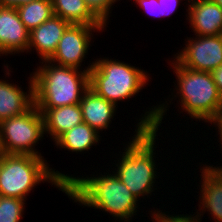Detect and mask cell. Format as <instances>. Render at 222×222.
<instances>
[{
	"instance_id": "cell-14",
	"label": "cell",
	"mask_w": 222,
	"mask_h": 222,
	"mask_svg": "<svg viewBox=\"0 0 222 222\" xmlns=\"http://www.w3.org/2000/svg\"><path fill=\"white\" fill-rule=\"evenodd\" d=\"M29 77L28 92L14 82L0 79V122L24 113L34 105V83L31 74Z\"/></svg>"
},
{
	"instance_id": "cell-25",
	"label": "cell",
	"mask_w": 222,
	"mask_h": 222,
	"mask_svg": "<svg viewBox=\"0 0 222 222\" xmlns=\"http://www.w3.org/2000/svg\"><path fill=\"white\" fill-rule=\"evenodd\" d=\"M33 0H0V6L17 7L21 4L28 3Z\"/></svg>"
},
{
	"instance_id": "cell-6",
	"label": "cell",
	"mask_w": 222,
	"mask_h": 222,
	"mask_svg": "<svg viewBox=\"0 0 222 222\" xmlns=\"http://www.w3.org/2000/svg\"><path fill=\"white\" fill-rule=\"evenodd\" d=\"M94 60L89 72V87L116 107L121 101L133 98L151 81L147 71L118 59Z\"/></svg>"
},
{
	"instance_id": "cell-21",
	"label": "cell",
	"mask_w": 222,
	"mask_h": 222,
	"mask_svg": "<svg viewBox=\"0 0 222 222\" xmlns=\"http://www.w3.org/2000/svg\"><path fill=\"white\" fill-rule=\"evenodd\" d=\"M118 1L120 0H84V3L91 14L106 28L113 4Z\"/></svg>"
},
{
	"instance_id": "cell-2",
	"label": "cell",
	"mask_w": 222,
	"mask_h": 222,
	"mask_svg": "<svg viewBox=\"0 0 222 222\" xmlns=\"http://www.w3.org/2000/svg\"><path fill=\"white\" fill-rule=\"evenodd\" d=\"M108 171L73 177L65 185V194L81 207L101 209L119 222H132L138 215L139 201L113 171Z\"/></svg>"
},
{
	"instance_id": "cell-20",
	"label": "cell",
	"mask_w": 222,
	"mask_h": 222,
	"mask_svg": "<svg viewBox=\"0 0 222 222\" xmlns=\"http://www.w3.org/2000/svg\"><path fill=\"white\" fill-rule=\"evenodd\" d=\"M26 200L0 196V222H20L24 217Z\"/></svg>"
},
{
	"instance_id": "cell-23",
	"label": "cell",
	"mask_w": 222,
	"mask_h": 222,
	"mask_svg": "<svg viewBox=\"0 0 222 222\" xmlns=\"http://www.w3.org/2000/svg\"><path fill=\"white\" fill-rule=\"evenodd\" d=\"M141 10H144L147 15L159 17V3L158 0H134Z\"/></svg>"
},
{
	"instance_id": "cell-11",
	"label": "cell",
	"mask_w": 222,
	"mask_h": 222,
	"mask_svg": "<svg viewBox=\"0 0 222 222\" xmlns=\"http://www.w3.org/2000/svg\"><path fill=\"white\" fill-rule=\"evenodd\" d=\"M200 168L201 182L199 186L200 196L197 215L204 217V213L207 211L216 222H222V167L212 166L206 163L202 164ZM205 165V166H204ZM208 165V166H207ZM199 211V212H198ZM210 212V213H209Z\"/></svg>"
},
{
	"instance_id": "cell-16",
	"label": "cell",
	"mask_w": 222,
	"mask_h": 222,
	"mask_svg": "<svg viewBox=\"0 0 222 222\" xmlns=\"http://www.w3.org/2000/svg\"><path fill=\"white\" fill-rule=\"evenodd\" d=\"M38 110L43 115L45 134H48L53 142L83 122L80 104Z\"/></svg>"
},
{
	"instance_id": "cell-7",
	"label": "cell",
	"mask_w": 222,
	"mask_h": 222,
	"mask_svg": "<svg viewBox=\"0 0 222 222\" xmlns=\"http://www.w3.org/2000/svg\"><path fill=\"white\" fill-rule=\"evenodd\" d=\"M44 135L43 115L34 104L28 111L0 122V153L43 157L35 146Z\"/></svg>"
},
{
	"instance_id": "cell-9",
	"label": "cell",
	"mask_w": 222,
	"mask_h": 222,
	"mask_svg": "<svg viewBox=\"0 0 222 222\" xmlns=\"http://www.w3.org/2000/svg\"><path fill=\"white\" fill-rule=\"evenodd\" d=\"M104 29H106L104 26L70 24L63 33L56 51L48 60L60 66L83 70L82 62L89 53V47H92L90 43L94 38L92 32L99 33Z\"/></svg>"
},
{
	"instance_id": "cell-18",
	"label": "cell",
	"mask_w": 222,
	"mask_h": 222,
	"mask_svg": "<svg viewBox=\"0 0 222 222\" xmlns=\"http://www.w3.org/2000/svg\"><path fill=\"white\" fill-rule=\"evenodd\" d=\"M53 13L70 24L103 26L86 7L84 0H51Z\"/></svg>"
},
{
	"instance_id": "cell-24",
	"label": "cell",
	"mask_w": 222,
	"mask_h": 222,
	"mask_svg": "<svg viewBox=\"0 0 222 222\" xmlns=\"http://www.w3.org/2000/svg\"><path fill=\"white\" fill-rule=\"evenodd\" d=\"M211 73L219 92L222 94V65L214 69Z\"/></svg>"
},
{
	"instance_id": "cell-17",
	"label": "cell",
	"mask_w": 222,
	"mask_h": 222,
	"mask_svg": "<svg viewBox=\"0 0 222 222\" xmlns=\"http://www.w3.org/2000/svg\"><path fill=\"white\" fill-rule=\"evenodd\" d=\"M94 128L90 127L87 123L82 122L76 125L72 129L63 133L55 142L54 145L57 148H63L75 153H83L89 151L92 146L99 144L102 139Z\"/></svg>"
},
{
	"instance_id": "cell-4",
	"label": "cell",
	"mask_w": 222,
	"mask_h": 222,
	"mask_svg": "<svg viewBox=\"0 0 222 222\" xmlns=\"http://www.w3.org/2000/svg\"><path fill=\"white\" fill-rule=\"evenodd\" d=\"M45 160L29 154L0 153V196L27 200L29 193L42 182L65 193V185L74 175L53 170Z\"/></svg>"
},
{
	"instance_id": "cell-26",
	"label": "cell",
	"mask_w": 222,
	"mask_h": 222,
	"mask_svg": "<svg viewBox=\"0 0 222 222\" xmlns=\"http://www.w3.org/2000/svg\"><path fill=\"white\" fill-rule=\"evenodd\" d=\"M212 126H215V128L218 129L216 132H218L217 135H219L218 140H220V141H218V142H220L219 143V146H220V145H222V114L218 117V119L213 123ZM220 148H222V146ZM221 151H222V149H221ZM219 167H222V166H219Z\"/></svg>"
},
{
	"instance_id": "cell-8",
	"label": "cell",
	"mask_w": 222,
	"mask_h": 222,
	"mask_svg": "<svg viewBox=\"0 0 222 222\" xmlns=\"http://www.w3.org/2000/svg\"><path fill=\"white\" fill-rule=\"evenodd\" d=\"M184 45L173 59L185 68L212 72L222 65V34L187 37Z\"/></svg>"
},
{
	"instance_id": "cell-5",
	"label": "cell",
	"mask_w": 222,
	"mask_h": 222,
	"mask_svg": "<svg viewBox=\"0 0 222 222\" xmlns=\"http://www.w3.org/2000/svg\"><path fill=\"white\" fill-rule=\"evenodd\" d=\"M170 62V68L174 70L176 77L174 82H177L174 83L172 98L165 101L168 100L171 105L172 100L178 98L177 103H180L183 110L179 114L185 112L189 114L190 119L213 124L222 114V94L214 82L212 73L187 69L175 59Z\"/></svg>"
},
{
	"instance_id": "cell-22",
	"label": "cell",
	"mask_w": 222,
	"mask_h": 222,
	"mask_svg": "<svg viewBox=\"0 0 222 222\" xmlns=\"http://www.w3.org/2000/svg\"><path fill=\"white\" fill-rule=\"evenodd\" d=\"M183 0H158L159 3V18L169 17L177 11V7Z\"/></svg>"
},
{
	"instance_id": "cell-13",
	"label": "cell",
	"mask_w": 222,
	"mask_h": 222,
	"mask_svg": "<svg viewBox=\"0 0 222 222\" xmlns=\"http://www.w3.org/2000/svg\"><path fill=\"white\" fill-rule=\"evenodd\" d=\"M69 25V22L53 15L49 20L30 31L28 52L36 50L41 61L48 60L56 51L58 43Z\"/></svg>"
},
{
	"instance_id": "cell-19",
	"label": "cell",
	"mask_w": 222,
	"mask_h": 222,
	"mask_svg": "<svg viewBox=\"0 0 222 222\" xmlns=\"http://www.w3.org/2000/svg\"><path fill=\"white\" fill-rule=\"evenodd\" d=\"M16 9L22 23L29 31L54 15L51 0H33L17 6Z\"/></svg>"
},
{
	"instance_id": "cell-10",
	"label": "cell",
	"mask_w": 222,
	"mask_h": 222,
	"mask_svg": "<svg viewBox=\"0 0 222 222\" xmlns=\"http://www.w3.org/2000/svg\"><path fill=\"white\" fill-rule=\"evenodd\" d=\"M29 34L16 7L0 6V57L28 53Z\"/></svg>"
},
{
	"instance_id": "cell-1",
	"label": "cell",
	"mask_w": 222,
	"mask_h": 222,
	"mask_svg": "<svg viewBox=\"0 0 222 222\" xmlns=\"http://www.w3.org/2000/svg\"><path fill=\"white\" fill-rule=\"evenodd\" d=\"M168 102L153 105L137 118L136 129L131 140L125 142L124 152H119L120 157L115 161L116 168L113 170L115 175L123 182L132 192L135 198L141 203V200L151 196L157 188V160L156 157V141H158V130L162 124V120L167 116L169 111ZM168 108V109H167ZM136 132V133H135ZM157 137V138H156ZM155 148V149H154ZM119 159V160H118ZM157 166V168H156ZM155 189V190H154Z\"/></svg>"
},
{
	"instance_id": "cell-12",
	"label": "cell",
	"mask_w": 222,
	"mask_h": 222,
	"mask_svg": "<svg viewBox=\"0 0 222 222\" xmlns=\"http://www.w3.org/2000/svg\"><path fill=\"white\" fill-rule=\"evenodd\" d=\"M186 9L189 21L195 35L211 36L222 34V8L211 0H187ZM188 16V17H187Z\"/></svg>"
},
{
	"instance_id": "cell-3",
	"label": "cell",
	"mask_w": 222,
	"mask_h": 222,
	"mask_svg": "<svg viewBox=\"0 0 222 222\" xmlns=\"http://www.w3.org/2000/svg\"><path fill=\"white\" fill-rule=\"evenodd\" d=\"M31 72L34 83V104L38 109H50L79 104L89 88V72L94 65L90 62L84 70L60 66L49 60L40 61ZM45 63V64H44Z\"/></svg>"
},
{
	"instance_id": "cell-27",
	"label": "cell",
	"mask_w": 222,
	"mask_h": 222,
	"mask_svg": "<svg viewBox=\"0 0 222 222\" xmlns=\"http://www.w3.org/2000/svg\"><path fill=\"white\" fill-rule=\"evenodd\" d=\"M215 3H217L222 8V0H211Z\"/></svg>"
},
{
	"instance_id": "cell-15",
	"label": "cell",
	"mask_w": 222,
	"mask_h": 222,
	"mask_svg": "<svg viewBox=\"0 0 222 222\" xmlns=\"http://www.w3.org/2000/svg\"><path fill=\"white\" fill-rule=\"evenodd\" d=\"M83 122L94 128L98 133L110 128L116 115L117 108L113 103L107 101L90 87L83 94L80 101Z\"/></svg>"
}]
</instances>
